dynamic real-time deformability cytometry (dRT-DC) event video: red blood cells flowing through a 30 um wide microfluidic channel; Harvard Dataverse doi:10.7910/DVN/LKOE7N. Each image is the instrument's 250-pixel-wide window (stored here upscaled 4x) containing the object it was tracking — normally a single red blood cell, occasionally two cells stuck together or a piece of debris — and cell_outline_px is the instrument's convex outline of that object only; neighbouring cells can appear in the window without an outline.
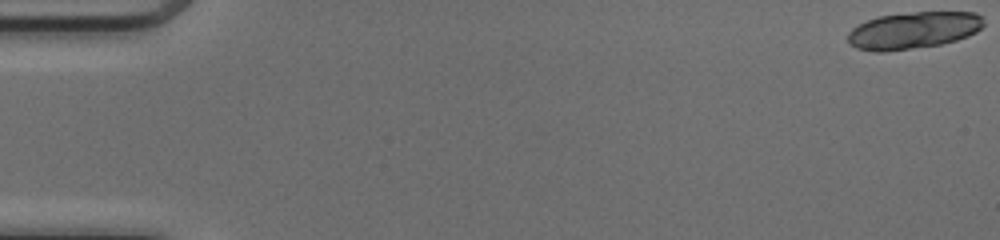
{"species": "common noctule bat (a hibernating species)", "species_latin": "Nyctalus noctula", "temperature_condition": "cold", "stored_images_in_passage": 10, "camera_frame_rate_fps": 3000, "um_per_image_px": 0.085, "animal": {"sex": "female", "body_mass_g": 17.0, "forearm_length_mm": 48.0}, "frame": {"image": 1, "passage_image": 1, "time_ms": 0.0, "image_size_px": [1000, 240], "cell_outline_px": [[984, 24], [976, 32], [968, 36], [956, 40], [940, 44], [884, 52], [872, 52], [856, 48], [848, 44], [848, 32], [852, 28], [868, 20], [880, 16], [912, 12], [976, 12], [984, 16]], "centroid_in_image_um": [77.64, 2.58], "position_along_channel_um": 7.4, "area_um2": 29.3}}